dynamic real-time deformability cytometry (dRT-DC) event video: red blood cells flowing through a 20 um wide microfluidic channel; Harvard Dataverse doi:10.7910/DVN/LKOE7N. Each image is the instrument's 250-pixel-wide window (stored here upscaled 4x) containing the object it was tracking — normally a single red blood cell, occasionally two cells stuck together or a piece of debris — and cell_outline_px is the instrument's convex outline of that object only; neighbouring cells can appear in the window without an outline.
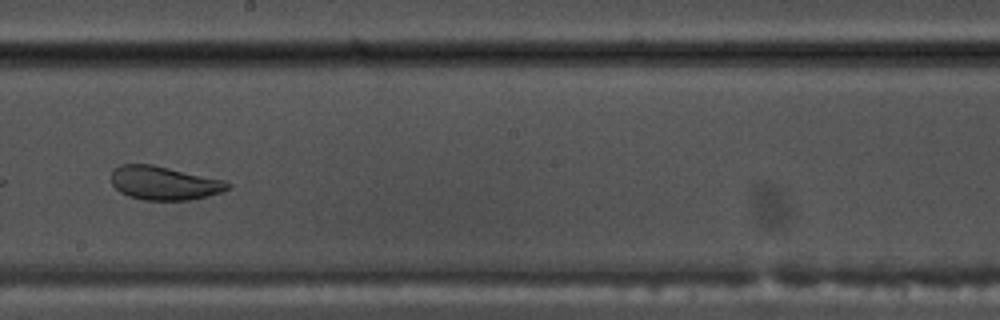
{"species": "common noctule bat (a hibernating species)", "species_latin": "Nyctalus noctula", "temperature_condition": "warm", "stored_images_in_passage": 53, "camera_frame_rate_fps": 3000, "um_per_image_px": 0.085, "animal": {"sex": "male", "body_mass_g": 17.5, "forearm_length_mm": 52.3}, "frame": {"image": 1, "passage_image": 31, "time_ms": 10.0, "image_size_px": [1000, 320], "cell_outline_px": [[232, 188], [208, 196], [192, 200], [144, 200], [128, 196], [120, 192], [112, 184], [112, 172], [120, 164], [152, 164], [224, 180], [232, 184]], "centroid_in_image_um": [13.98, 15.57], "position_along_channel_um": 234.2, "area_um2": 22.89}}